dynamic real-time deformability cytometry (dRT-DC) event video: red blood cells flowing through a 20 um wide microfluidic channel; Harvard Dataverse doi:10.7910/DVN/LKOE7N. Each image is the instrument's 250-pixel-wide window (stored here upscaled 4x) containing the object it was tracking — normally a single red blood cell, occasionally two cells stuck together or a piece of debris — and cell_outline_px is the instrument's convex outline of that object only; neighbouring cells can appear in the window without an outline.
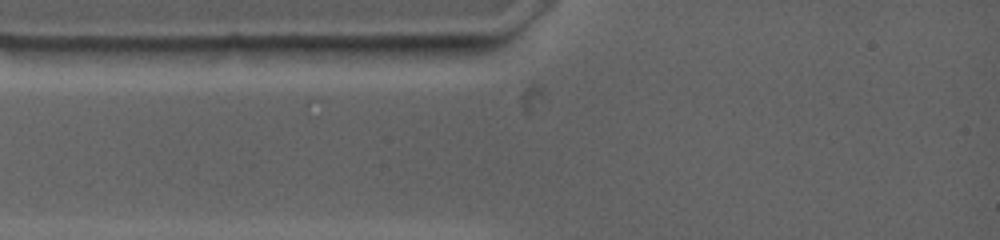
{"species": "common noctule bat (a hibernating species)", "species_latin": "Nyctalus noctula", "temperature_condition": "warm", "stored_images_in_passage": 4, "camera_frame_rate_fps": 4500, "um_per_image_px": 0.085, "animal": {"sex": "female", "body_mass_g": 19.0, "forearm_length_mm": 53.3}, "frame": {"image": 1, "passage_image": 3, "time_ms": 0.444, "image_size_px": [1000, 240], "cell_outline_px": [[424, 48], [404, 56], [292, 56], [280, 48], [288, 44], [416, 44]], "centroid_in_image_um": [29.81, 4.23], "position_along_channel_um": 55.2, "area_um2": 11.33}}